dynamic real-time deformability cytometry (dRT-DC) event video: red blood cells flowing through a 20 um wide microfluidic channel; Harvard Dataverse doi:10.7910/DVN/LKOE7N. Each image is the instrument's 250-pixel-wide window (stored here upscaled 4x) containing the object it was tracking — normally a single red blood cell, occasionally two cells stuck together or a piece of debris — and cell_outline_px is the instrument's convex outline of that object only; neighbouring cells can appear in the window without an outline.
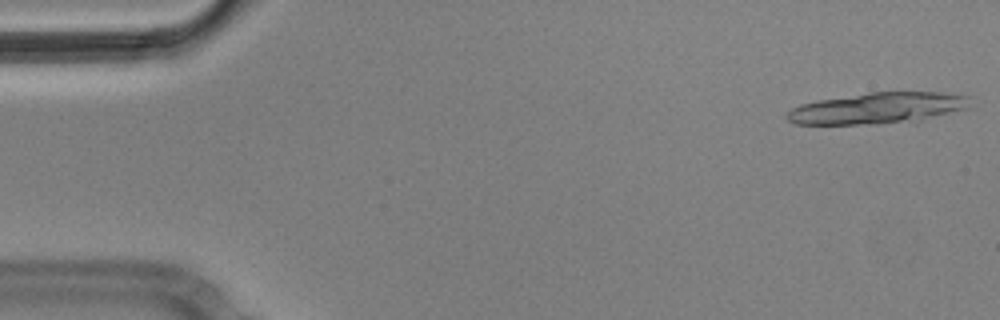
{"species": "Egyptian fruit bat (a non-hibernating species)", "species_latin": "Rousettus aegyptiacus", "temperature_condition": "cold", "stored_images_in_passage": 12, "camera_frame_rate_fps": 3000, "um_per_image_px": 0.085, "animal": {"sex": "male"}, "frame": {"image": 1, "passage_image": 1, "time_ms": 0.0, "image_size_px": [1000, 320], "cell_outline_px": [[968, 108], [916, 124], [796, 124], [788, 120], [784, 116], [792, 108], [800, 104], [816, 100], [868, 92], [940, 92], [968, 96]], "centroid_in_image_um": [74.65, 9.22], "position_along_channel_um": 10.3, "area_um2": 34.22}}